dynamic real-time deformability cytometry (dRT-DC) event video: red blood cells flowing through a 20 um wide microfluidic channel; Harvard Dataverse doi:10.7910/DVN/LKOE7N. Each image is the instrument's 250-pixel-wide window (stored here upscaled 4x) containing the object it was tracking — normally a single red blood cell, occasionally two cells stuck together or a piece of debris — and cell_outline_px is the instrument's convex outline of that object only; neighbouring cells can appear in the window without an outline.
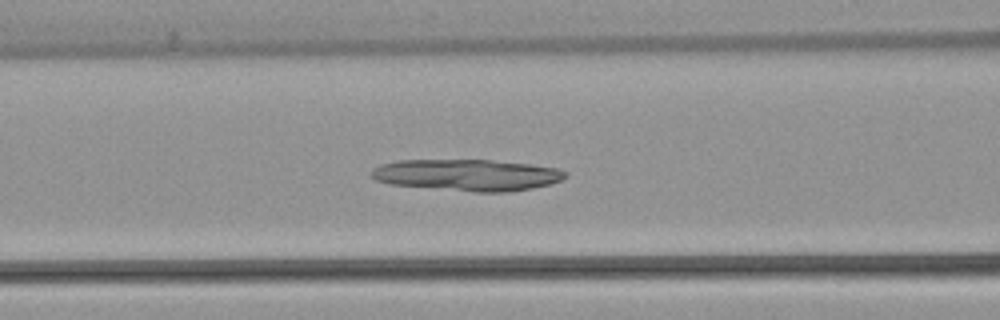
{"species": "common noctule bat (a hibernating species)", "species_latin": "Nyctalus noctula", "temperature_condition": "warm", "stored_images_in_passage": 17, "camera_frame_rate_fps": 3000, "um_per_image_px": 0.085, "animal": {"sex": "female", "body_mass_g": 22.7, "forearm_length_mm": 54.2}, "frame": {"image": 1, "passage_image": 8, "time_ms": 2.333, "image_size_px": [1000, 320], "cell_outline_px": [[568, 176], [552, 184], [532, 188], [508, 192], [476, 192], [392, 184], [376, 180], [368, 176], [372, 168], [380, 164], [396, 160], [492, 160], [528, 164], [556, 168], [568, 172]], "centroid_in_image_um": [39.7, 14.87], "position_along_channel_um": 126.9, "area_um2": 35.72}}
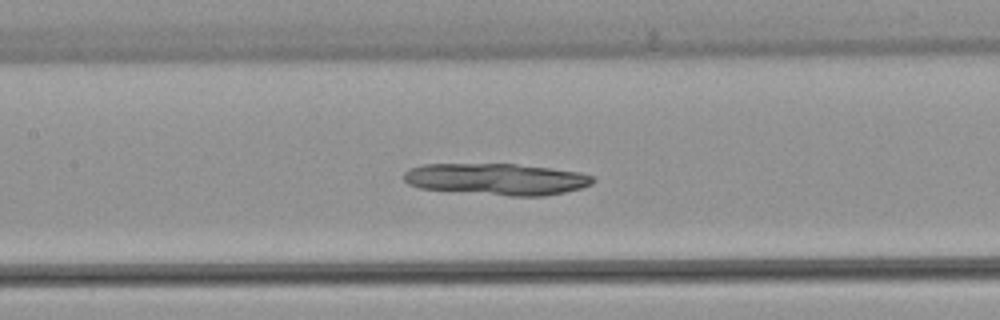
{"frame": {"image": 2, "passage_image": 11, "time_ms": 3.333, "image_size_px": [1000, 320], "cell_outline_px": [[596, 180], [592, 184], [580, 188], [564, 192], [544, 196], [508, 196], [420, 188], [408, 184], [404, 180], [404, 172], [408, 168], [424, 164], [516, 164], [552, 168], [580, 172], [596, 176]], "centroid_in_image_um": [42.24, 15.22], "position_along_channel_um": 165.2, "area_um2": 35.03}}
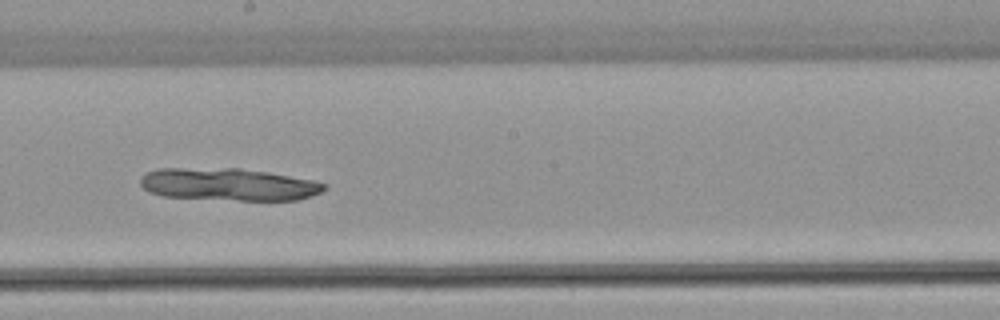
{"frame": {"image": 3, "passage_image": 16, "time_ms": 5.0, "image_size_px": [1000, 320], "cell_outline_px": [[328, 188], [312, 196], [296, 200], [240, 200], [160, 196], [148, 192], [140, 184], [140, 176], [144, 172], [156, 168], [240, 168], [268, 172], [316, 180], [328, 184]], "centroid_in_image_um": [19.42, 15.66], "position_along_channel_um": 228.8, "area_um2": 35.2}}